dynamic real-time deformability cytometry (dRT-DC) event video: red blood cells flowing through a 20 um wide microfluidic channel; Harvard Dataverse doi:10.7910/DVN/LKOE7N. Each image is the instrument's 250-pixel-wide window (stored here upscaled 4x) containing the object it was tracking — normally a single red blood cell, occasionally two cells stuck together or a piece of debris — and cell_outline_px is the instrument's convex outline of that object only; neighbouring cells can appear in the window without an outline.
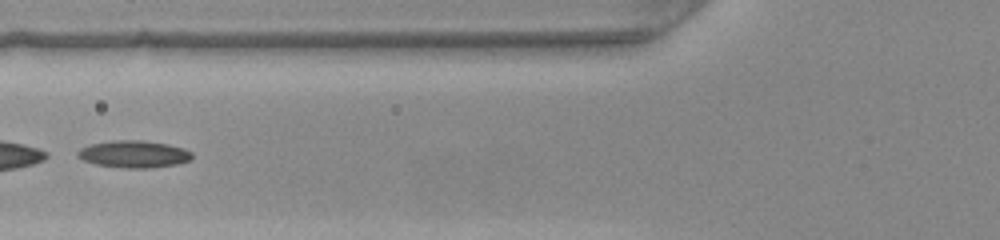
{"species": "common noctule bat (a hibernating species)", "species_latin": "Nyctalus noctula", "temperature_condition": "warm", "stored_images_in_passage": 39, "segment_of_instrument_passage": [2, 2], "camera_frame_rate_fps": 3000, "um_per_image_px": 0.085, "animal": {"sex": "female", "body_mass_g": 22.0, "forearm_length_mm": 56.7}, "frame": {"image": 1, "passage_image": 11, "time_ms": 3.333, "image_size_px": [1000, 240], "cell_outline_px": [[192, 156], [188, 160], [172, 164], [100, 164], [88, 160], [80, 156], [80, 152], [84, 148], [96, 144], [164, 144], [180, 148], [188, 152]], "centroid_in_image_um": [11.45, 13.1], "position_along_channel_um": 114.3, "area_um2": 14.05}}